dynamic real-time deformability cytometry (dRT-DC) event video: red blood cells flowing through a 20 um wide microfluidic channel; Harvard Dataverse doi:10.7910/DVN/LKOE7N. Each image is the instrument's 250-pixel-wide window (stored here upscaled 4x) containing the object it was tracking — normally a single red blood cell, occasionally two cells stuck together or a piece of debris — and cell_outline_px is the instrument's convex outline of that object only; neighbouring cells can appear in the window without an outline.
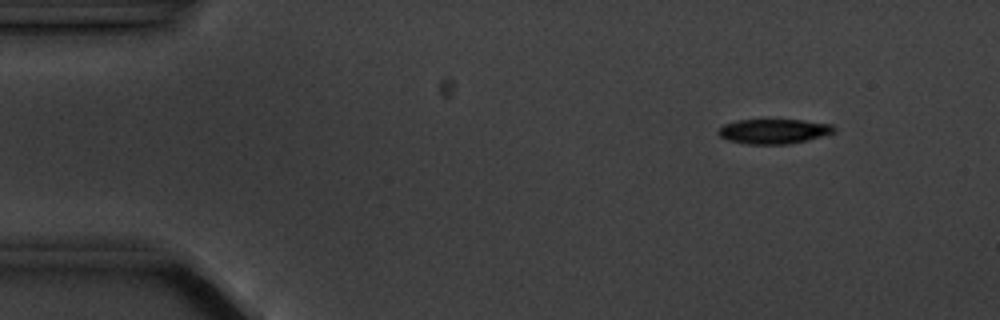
{"species": "common noctule bat (a hibernating species)", "species_latin": "Nyctalus noctula", "temperature_condition": "cold", "stored_images_in_passage": 4, "camera_frame_rate_fps": 3000, "um_per_image_px": 0.085, "animal": {"sex": "male", "body_mass_g": 20.1, "forearm_length_mm": 53.5}, "frame": {"image": 1, "passage_image": 1, "time_ms": 0.0, "image_size_px": [1000, 320], "cell_outline_px": [[836, 132], [788, 144], [748, 144], [728, 140], [720, 136], [716, 132], [724, 124], [736, 120], [804, 120], [832, 124], [836, 128]], "centroid_in_image_um": [65.76, 11.15], "position_along_channel_um": 19.2, "area_um2": 16.59}}